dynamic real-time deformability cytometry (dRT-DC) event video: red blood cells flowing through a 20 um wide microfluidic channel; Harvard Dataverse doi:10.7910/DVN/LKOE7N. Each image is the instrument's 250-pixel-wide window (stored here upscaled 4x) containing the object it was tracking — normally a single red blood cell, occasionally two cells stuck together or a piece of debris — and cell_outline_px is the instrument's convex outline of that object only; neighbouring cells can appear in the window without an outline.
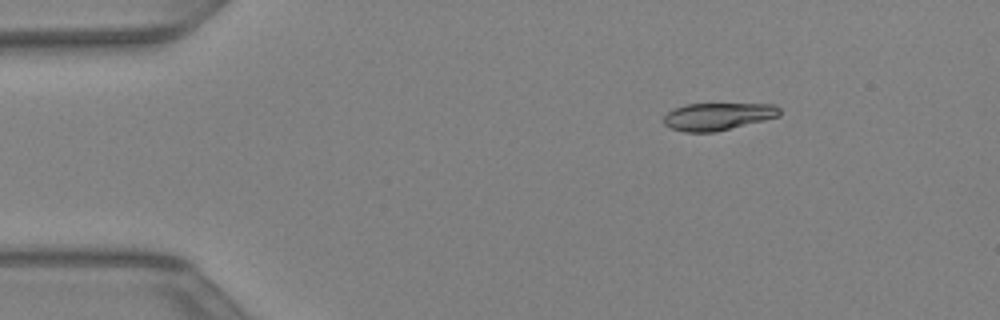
{"species": "Egyptian fruit bat (a non-hibernating species)", "species_latin": "Rousettus aegyptiacus", "temperature_condition": "warm", "stored_images_in_passage": 7, "camera_frame_rate_fps": 3000, "um_per_image_px": 0.085, "animal": {"sex": "female"}, "frame": {"image": 1, "passage_image": 1, "time_ms": 0.0, "image_size_px": [1000, 320], "cell_outline_px": [[780, 116], [716, 132], [684, 132], [672, 128], [664, 124], [664, 116], [668, 112], [684, 104], [776, 104], [780, 108]], "centroid_in_image_um": [61.03, 9.89], "position_along_channel_um": 24.0, "area_um2": 18.44}}